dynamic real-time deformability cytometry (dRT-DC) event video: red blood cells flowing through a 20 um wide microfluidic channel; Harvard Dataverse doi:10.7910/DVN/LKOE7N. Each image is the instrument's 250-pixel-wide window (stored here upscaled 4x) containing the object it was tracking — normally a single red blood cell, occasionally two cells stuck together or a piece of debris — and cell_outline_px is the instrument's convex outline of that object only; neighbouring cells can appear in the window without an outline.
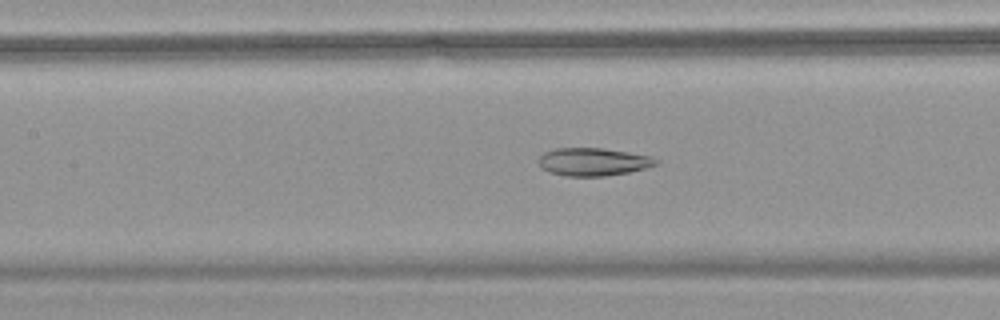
{"species": "common noctule bat (a hibernating species)", "species_latin": "Nyctalus noctula", "temperature_condition": "warm", "stored_images_in_passage": 45, "camera_frame_rate_fps": 3000, "um_per_image_px": 0.085, "animal": {"sex": "female", "body_mass_g": 18.4}, "frame": {"image": 1, "passage_image": 16, "time_ms": 5.0, "image_size_px": [1000, 320], "cell_outline_px": [[656, 164], [644, 168], [628, 172], [604, 176], [568, 176], [548, 172], [540, 168], [540, 156], [544, 152], [556, 148], [604, 148], [652, 156], [656, 160]], "centroid_in_image_um": [50.38, 13.75], "position_along_channel_um": 157.0, "area_um2": 18.9}}
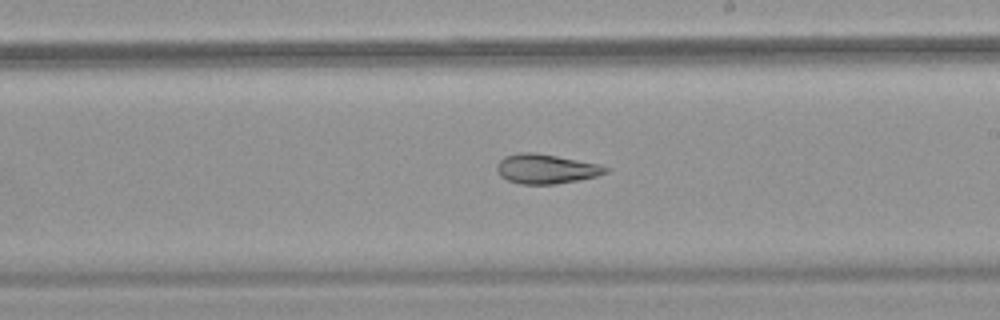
{"frame": {"image": 2, "passage_image": 23, "time_ms": 7.333, "image_size_px": [1000, 320], "cell_outline_px": [[608, 172], [596, 176], [580, 180], [556, 184], [520, 184], [508, 180], [500, 176], [496, 168], [496, 164], [504, 156], [520, 152], [532, 152], [556, 156], [600, 164], [608, 168]], "centroid_in_image_um": [46.39, 14.36], "position_along_channel_um": 242.6, "area_um2": 18.73}}
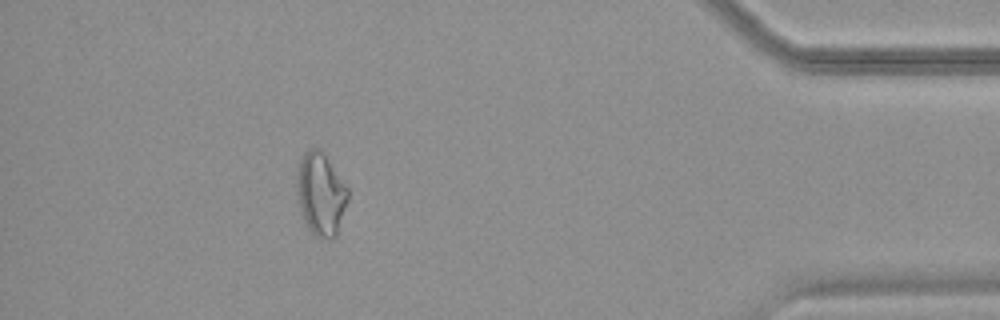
{"frame": {"image": 3, "passage_image": 40, "time_ms": 13.0, "image_size_px": [1000, 320], "cell_outline_px": [[348, 200], [336, 236], [332, 240], [316, 236], [308, 228], [304, 220], [300, 208], [296, 188], [296, 168], [304, 152], [308, 148], [320, 148], [348, 188]], "centroid_in_image_um": [27.25, 16.48], "position_along_channel_um": 408.0, "area_um2": 24.68}, "authors_computed_cell_mechanics": {"area_um2": 21.3282, "velocity_mm_per_s": 3.6941, "shape_relaxation_time_tau1_ms": null, "shape_relaxation_time_tau2_ms": 6.6001, "deformation_change_tau1": null, "deformation_change_tau2": 0.1454}}